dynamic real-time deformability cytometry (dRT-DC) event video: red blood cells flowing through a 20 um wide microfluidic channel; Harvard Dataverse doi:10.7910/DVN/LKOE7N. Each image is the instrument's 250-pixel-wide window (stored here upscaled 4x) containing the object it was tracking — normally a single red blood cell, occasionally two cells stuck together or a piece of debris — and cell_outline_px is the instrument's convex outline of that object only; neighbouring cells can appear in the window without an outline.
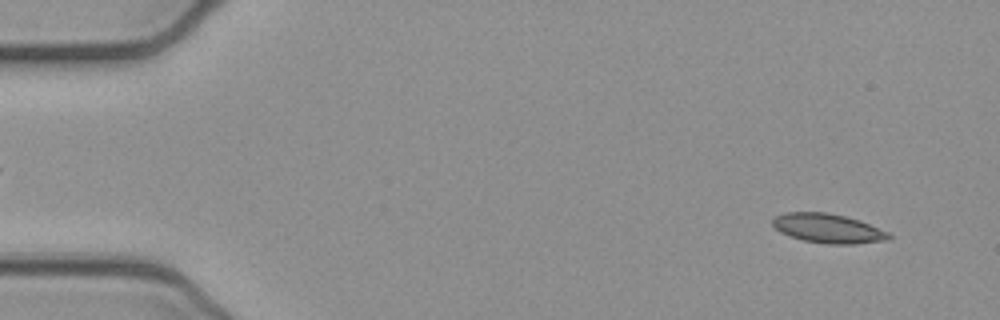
{"species": "common noctule bat (a hibernating species)", "species_latin": "Nyctalus noctula", "temperature_condition": "cold", "stored_images_in_passage": 53, "camera_frame_rate_fps": 3000, "um_per_image_px": 0.085, "animal": {"sex": "female", "body_mass_g": 21.9}, "frame": {"image": 1, "passage_image": 4, "time_ms": 1.0, "image_size_px": [1000, 320], "cell_outline_px": [[892, 236], [888, 240], [856, 244], [828, 244], [804, 240], [788, 236], [780, 232], [772, 224], [772, 220], [776, 216], [784, 212], [828, 212], [860, 220], [888, 232]], "centroid_in_image_um": [70.38, 19.41], "position_along_channel_um": 14.6, "area_um2": 19.88}}
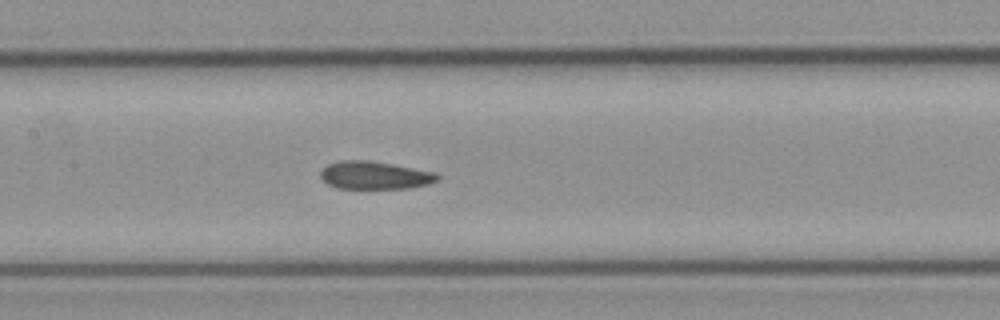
{"frame": {"image": 2, "passage_image": 25, "time_ms": 8.0, "image_size_px": [1000, 320], "cell_outline_px": [[440, 180], [428, 184], [408, 188], [336, 188], [328, 184], [320, 176], [320, 172], [328, 164], [340, 160], [372, 160], [436, 172], [440, 176]], "centroid_in_image_um": [31.88, 14.89], "position_along_channel_um": 175.5, "area_um2": 19.07}}
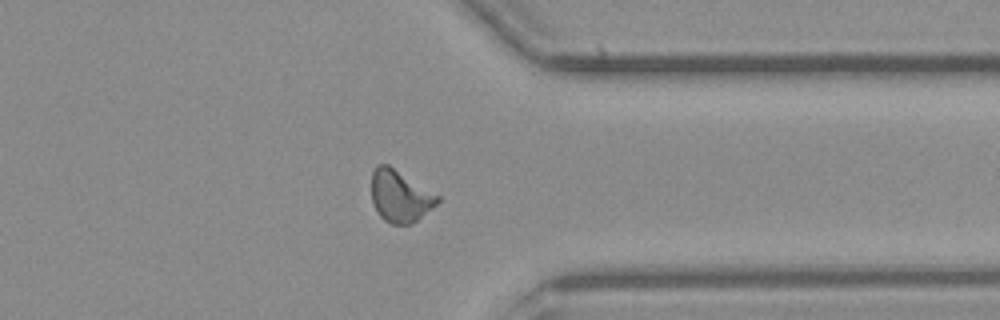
{"frame": {"image": 3, "passage_image": 41, "time_ms": 13.333, "image_size_px": [1000, 320], "cell_outline_px": [[440, 200], [436, 204], [412, 224], [392, 224], [384, 220], [380, 216], [372, 200], [372, 172], [376, 164], [388, 164], [440, 196]], "centroid_in_image_um": [33.99, 16.66], "position_along_channel_um": 377.4, "area_um2": 19.77}, "authors_computed_cell_mechanics": {"area_um2": 19.5364, "velocity_mm_per_s": 3.898, "shape_relaxation_time_tau1_ms": null, "shape_relaxation_time_tau2_ms": 3.8986, "deformation_change_tau1": null, "deformation_change_tau2": 0.0971}}